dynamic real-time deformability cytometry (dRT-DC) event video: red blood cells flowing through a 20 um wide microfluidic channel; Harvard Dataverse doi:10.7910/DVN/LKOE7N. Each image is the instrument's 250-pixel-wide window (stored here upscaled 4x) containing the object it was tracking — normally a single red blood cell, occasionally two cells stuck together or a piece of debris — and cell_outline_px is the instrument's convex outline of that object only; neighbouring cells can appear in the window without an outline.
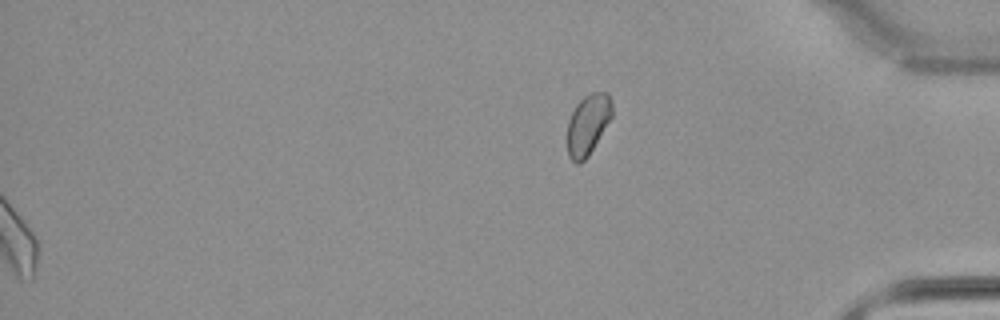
{"species": "common noctule bat (a hibernating species)", "species_latin": "Nyctalus noctula", "temperature_condition": "warm", "stored_images_in_passage": 43, "segment_of_instrument_passage": [2, 2], "camera_frame_rate_fps": 3000, "um_per_image_px": 0.085, "animal": {"sex": "male", "body_mass_g": 21.5, "forearm_length_mm": 52.0}, "frame": {"image": 1, "passage_image": 43, "time_ms": 14.0, "image_size_px": [1000, 320], "cell_outline_px": [[612, 116], [588, 156], [580, 164], [576, 164], [568, 156], [568, 120], [576, 104], [584, 96], [592, 92], [608, 92], [612, 100]], "centroid_in_image_um": [49.97, 10.56], "position_along_channel_um": 385.2, "area_um2": 15.72}}